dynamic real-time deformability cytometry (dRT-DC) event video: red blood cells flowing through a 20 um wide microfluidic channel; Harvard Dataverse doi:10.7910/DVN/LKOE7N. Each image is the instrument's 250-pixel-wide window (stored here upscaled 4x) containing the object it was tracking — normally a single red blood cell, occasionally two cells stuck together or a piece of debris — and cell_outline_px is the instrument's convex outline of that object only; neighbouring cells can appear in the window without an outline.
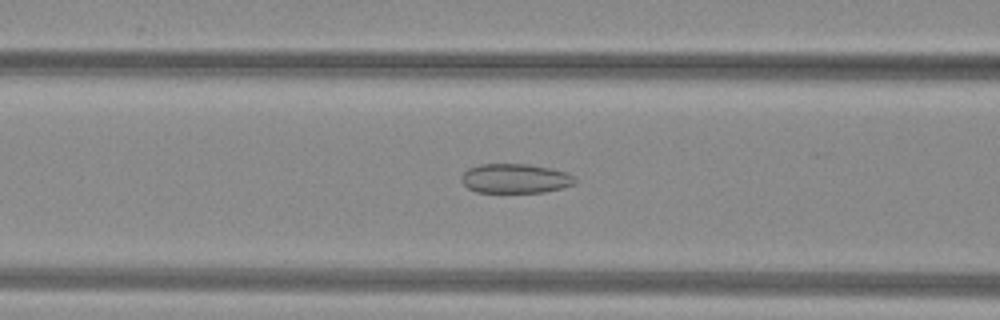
{"species": "common noctule bat (a hibernating species)", "species_latin": "Nyctalus noctula", "temperature_condition": "warm", "stored_images_in_passage": 47, "camera_frame_rate_fps": 3000, "um_per_image_px": 0.085, "animal": {"sex": "female", "body_mass_g": 29.2, "forearm_length_mm": 56.3}, "frame": {"image": 1, "passage_image": 17, "time_ms": 5.333, "image_size_px": [1000, 320], "cell_outline_px": [[576, 184], [544, 192], [476, 192], [468, 188], [460, 180], [460, 176], [468, 168], [480, 164], [528, 164], [552, 168], [564, 172], [572, 176], [576, 180]], "centroid_in_image_um": [43.76, 15.17], "position_along_channel_um": 122.8, "area_um2": 19.48}}
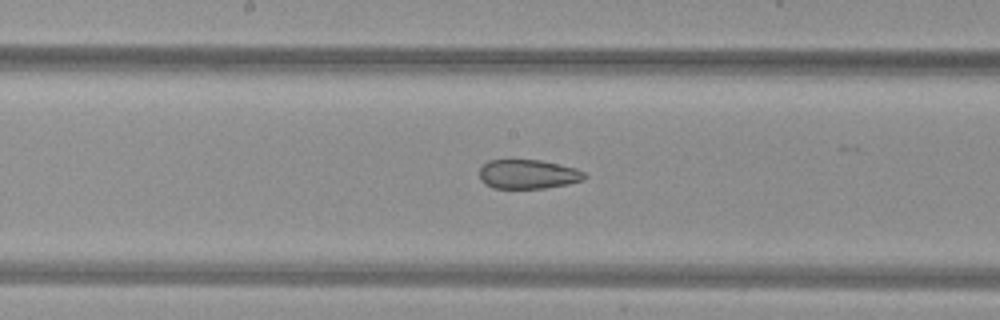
{"frame": {"image": 2, "passage_image": 23, "time_ms": 7.333, "image_size_px": [1000, 320], "cell_outline_px": [[588, 176], [584, 180], [568, 184], [544, 188], [492, 188], [484, 184], [480, 180], [480, 168], [488, 160], [540, 160], [576, 168], [584, 172]], "centroid_in_image_um": [44.89, 14.81], "position_along_channel_um": 203.3, "area_um2": 17.98}}
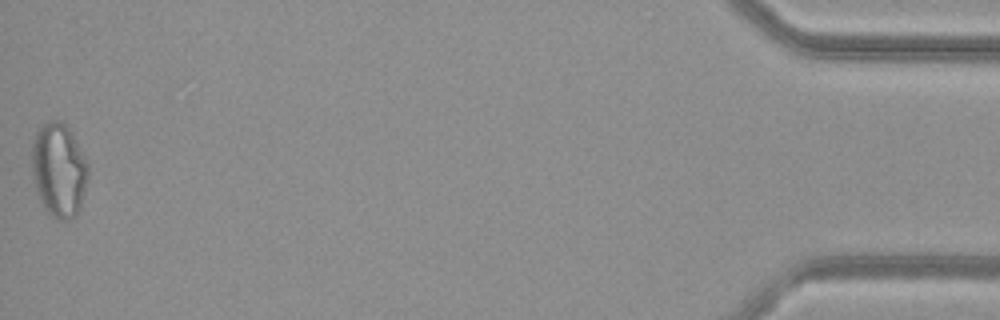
{"frame": {"image": 3, "passage_image": 47, "time_ms": 15.333, "image_size_px": [1000, 320], "cell_outline_px": [[88, 176], [80, 208], [76, 216], [68, 220], [56, 220], [44, 208], [36, 192], [32, 172], [32, 144], [36, 132], [48, 120], [60, 120], [72, 132], [88, 164]], "centroid_in_image_um": [5.0, 14.47], "position_along_channel_um": 430.2, "area_um2": 30.92}, "authors_computed_cell_mechanics": {"area_um2": 24.1604, "velocity_mm_per_s": 4.0249, "shape_relaxation_time_tau1_ms": null, "shape_relaxation_time_tau2_ms": 2.634, "deformation_change_tau1": null, "deformation_change_tau2": 0.087}}